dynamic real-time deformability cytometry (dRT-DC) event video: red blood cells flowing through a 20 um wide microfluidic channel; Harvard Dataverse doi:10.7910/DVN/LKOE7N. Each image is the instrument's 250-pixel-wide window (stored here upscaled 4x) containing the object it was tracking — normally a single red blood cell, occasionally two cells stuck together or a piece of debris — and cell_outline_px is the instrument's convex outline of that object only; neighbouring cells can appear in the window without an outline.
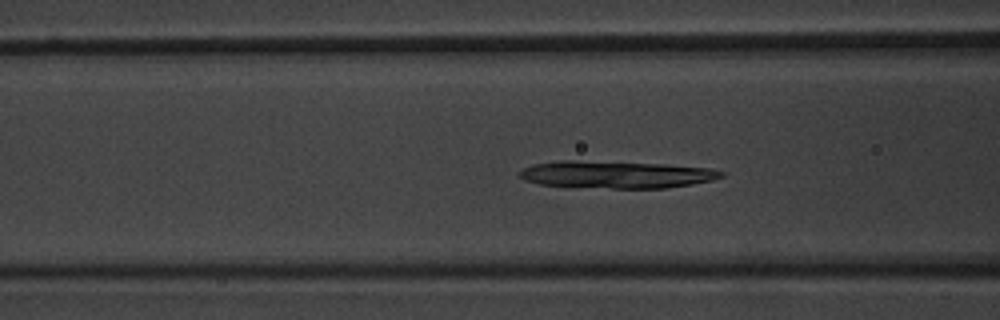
{"species": "common noctule bat (a hibernating species)", "species_latin": "Nyctalus noctula", "temperature_condition": "warm", "stored_images_in_passage": 51, "camera_frame_rate_fps": 3000, "um_per_image_px": 0.085, "animal": {"sex": "male", "body_mass_g": 20.1, "forearm_length_mm": 53.5}, "frame": {"image": 1, "passage_image": 20, "time_ms": 6.333, "image_size_px": [1000, 320], "cell_outline_px": [[724, 176], [712, 180], [692, 184], [664, 188], [612, 188], [540, 184], [524, 180], [516, 176], [516, 172], [532, 164], [560, 160], [572, 160], [664, 164], [712, 168], [724, 172]], "centroid_in_image_um": [52.35, 14.82], "position_along_channel_um": 114.3, "area_um2": 32.02}}